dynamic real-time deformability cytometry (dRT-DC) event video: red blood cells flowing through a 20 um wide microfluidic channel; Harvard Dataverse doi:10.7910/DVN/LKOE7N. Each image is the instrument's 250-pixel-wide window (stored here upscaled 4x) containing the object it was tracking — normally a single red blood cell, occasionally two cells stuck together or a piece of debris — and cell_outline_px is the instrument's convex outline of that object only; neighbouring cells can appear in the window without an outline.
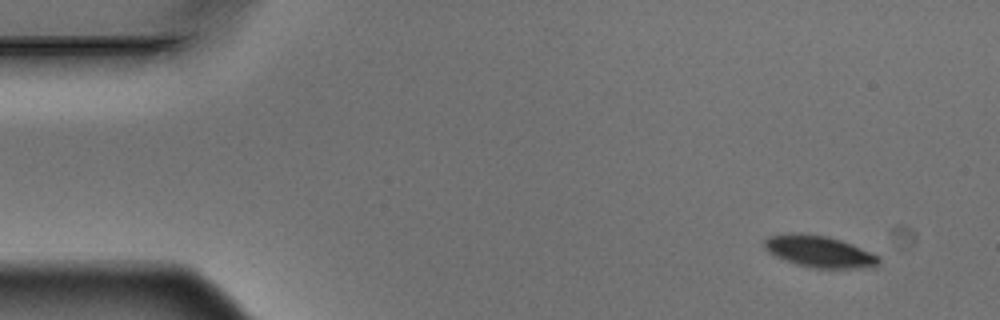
{"species": "Egyptian fruit bat (a non-hibernating species)", "species_latin": "Rousettus aegyptiacus", "temperature_condition": "warm", "stored_images_in_passage": 4, "camera_frame_rate_fps": 3000, "um_per_image_px": 0.085, "animal": {"sex": "male"}, "frame": {"image": 1, "passage_image": 1, "time_ms": 0.0, "image_size_px": [1000, 320], "cell_outline_px": [[880, 260], [876, 264], [856, 268], [812, 268], [796, 264], [784, 260], [768, 252], [764, 248], [764, 240], [768, 236], [788, 232], [796, 232], [828, 236], [852, 244], [880, 256]], "centroid_in_image_um": [69.57, 21.35], "position_along_channel_um": 15.4, "area_um2": 21.1}}